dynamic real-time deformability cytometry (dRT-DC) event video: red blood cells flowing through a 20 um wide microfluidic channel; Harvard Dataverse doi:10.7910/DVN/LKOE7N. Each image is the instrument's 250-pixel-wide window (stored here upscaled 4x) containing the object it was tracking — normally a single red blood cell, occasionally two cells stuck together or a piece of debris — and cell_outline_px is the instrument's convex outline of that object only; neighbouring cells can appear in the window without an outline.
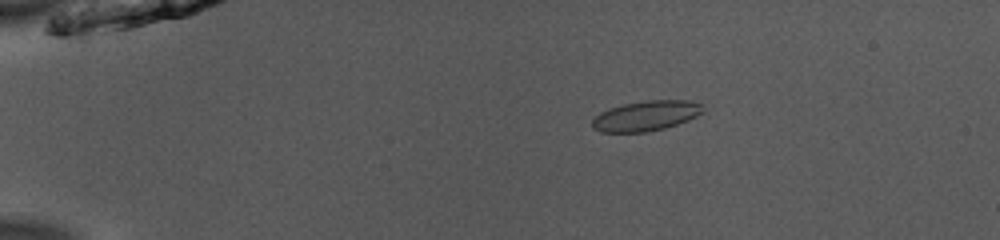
{"species": "common noctule bat (a hibernating species)", "species_latin": "Nyctalus noctula", "temperature_condition": "room temperature", "stored_images_in_passage": 18, "camera_frame_rate_fps": 3000, "um_per_image_px": 0.085, "animal": {"sex": "male", "body_mass_g": 13.0, "forearm_length_mm": 53.1}, "frame": {"image": 1, "passage_image": 11, "time_ms": 3.333, "image_size_px": [1000, 240], "cell_outline_px": [[704, 112], [688, 120], [664, 128], [648, 132], [600, 132], [592, 128], [592, 120], [600, 112], [624, 104], [648, 100], [688, 100], [700, 104], [704, 108]], "centroid_in_image_um": [54.91, 9.85], "position_along_channel_um": 30.1, "area_um2": 19.31}}